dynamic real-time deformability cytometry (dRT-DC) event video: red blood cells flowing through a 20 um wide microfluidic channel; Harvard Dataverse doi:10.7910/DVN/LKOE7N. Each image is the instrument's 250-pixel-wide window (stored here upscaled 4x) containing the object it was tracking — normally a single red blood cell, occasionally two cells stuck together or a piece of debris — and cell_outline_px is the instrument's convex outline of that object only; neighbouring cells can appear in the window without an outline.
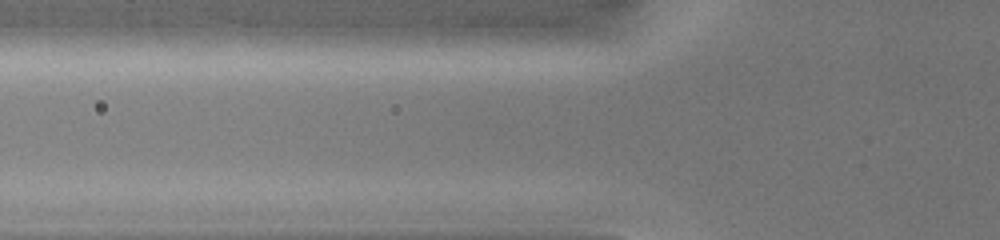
{"species": "common noctule bat (a hibernating species)", "species_latin": "Nyctalus noctula", "temperature_condition": "warm", "stored_images_in_passage": 2, "camera_frame_rate_fps": 3000, "um_per_image_px": 0.085, "animal": {"sex": "female", "body_mass_g": 19.0, "forearm_length_mm": 51.5}, "frame": {"image": 1, "passage_image": 2, "time_ms": 0.333, "image_size_px": [1000, 240], "cell_outline_px": [[608, 40], [600, 44], [568, 48], [444, 52], [396, 52], [396, 48], [412, 32], [472, 24], [568, 24], [600, 36]], "centroid_in_image_um": [42.37, 3.25], "position_along_channel_um": 83.4, "area_um2": 33.35}}